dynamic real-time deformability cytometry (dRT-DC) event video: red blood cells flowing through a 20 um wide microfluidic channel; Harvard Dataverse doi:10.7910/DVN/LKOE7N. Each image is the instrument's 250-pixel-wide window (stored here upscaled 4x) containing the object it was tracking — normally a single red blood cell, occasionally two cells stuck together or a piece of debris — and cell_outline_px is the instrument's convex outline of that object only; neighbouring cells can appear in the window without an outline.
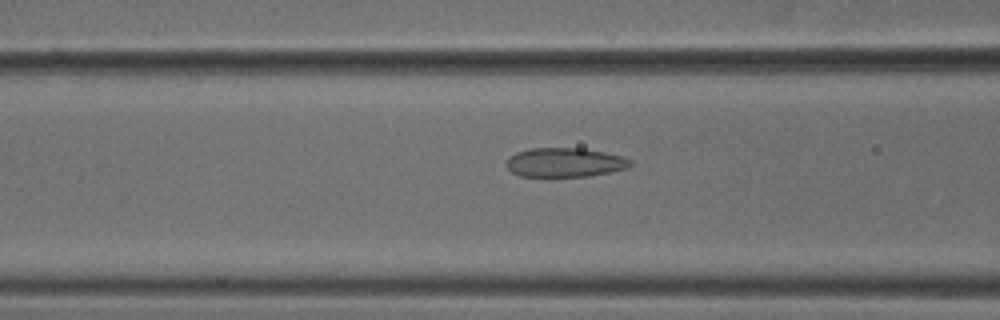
{"species": "common noctule bat (a hibernating species)", "species_latin": "Nyctalus noctula", "temperature_condition": "cold", "stored_images_in_passage": 53, "camera_frame_rate_fps": 3000, "um_per_image_px": 0.085, "animal": {"sex": "male", "body_mass_g": 18.8}, "frame": {"image": 1, "passage_image": 21, "time_ms": 6.667, "image_size_px": [1000, 320], "cell_outline_px": [[632, 164], [628, 168], [612, 172], [588, 176], [520, 176], [512, 172], [504, 164], [508, 156], [516, 152], [532, 148], [580, 148], [604, 152], [624, 156], [632, 160]], "centroid_in_image_um": [48.01, 13.8], "position_along_channel_um": 118.6, "area_um2": 21.27}}
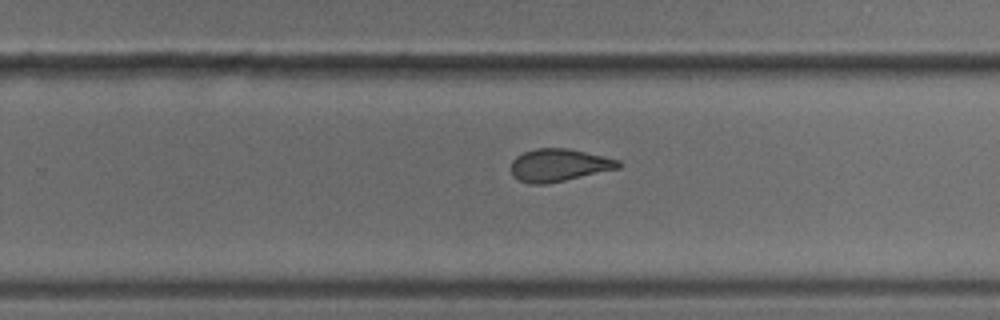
{"frame": {"image": 2, "passage_image": 34, "time_ms": 11.0, "image_size_px": [1000, 320], "cell_outline_px": [[620, 168], [564, 180], [544, 184], [528, 184], [512, 176], [512, 160], [516, 156], [524, 152], [536, 148], [568, 148], [620, 160]], "centroid_in_image_um": [47.49, 14.03], "position_along_channel_um": 282.3, "area_um2": 20.23}}
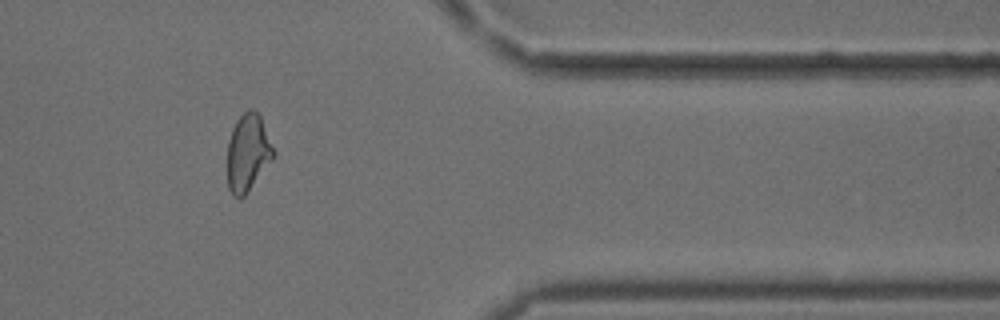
{"frame": {"image": 3, "passage_image": 44, "time_ms": 14.333, "image_size_px": [1000, 320], "cell_outline_px": [[276, 156], [244, 196], [240, 200], [232, 196], [228, 188], [228, 140], [232, 128], [236, 120], [248, 108], [252, 108], [260, 116], [276, 152]], "centroid_in_image_um": [21.08, 12.99], "position_along_channel_um": 390.3, "area_um2": 20.98}, "authors_computed_cell_mechanics": {"area_um2": 21.2704, "velocity_mm_per_s": 3.7721, "shape_relaxation_time_tau1_ms": 7.7923, "shape_relaxation_time_tau2_ms": 1.6653, "deformation_change_tau1": 0.1504, "deformation_change_tau2": 0.0832}}